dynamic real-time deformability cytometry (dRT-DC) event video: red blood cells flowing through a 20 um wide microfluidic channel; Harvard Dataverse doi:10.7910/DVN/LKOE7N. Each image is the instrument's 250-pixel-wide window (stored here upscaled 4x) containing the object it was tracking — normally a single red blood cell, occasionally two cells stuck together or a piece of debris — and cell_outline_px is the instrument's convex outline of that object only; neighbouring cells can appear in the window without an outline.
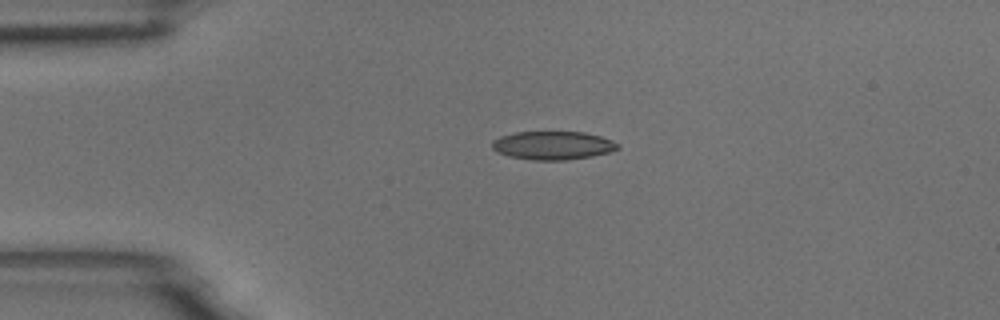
{"species": "common noctule bat (a hibernating species)", "species_latin": "Nyctalus noctula", "temperature_condition": "room temperature", "stored_images_in_passage": 4, "camera_frame_rate_fps": 3000, "um_per_image_px": 0.085, "animal": {"sex": "male", "body_mass_g": 18.8}, "frame": {"image": 1, "passage_image": 3, "time_ms": 0.667, "image_size_px": [1000, 320], "cell_outline_px": [[620, 148], [612, 152], [592, 156], [564, 160], [532, 160], [508, 156], [496, 152], [492, 148], [492, 140], [500, 136], [516, 132], [584, 132], [600, 136], [612, 140], [620, 144]], "centroid_in_image_um": [47.0, 12.36], "position_along_channel_um": 38.0, "area_um2": 20.98}}